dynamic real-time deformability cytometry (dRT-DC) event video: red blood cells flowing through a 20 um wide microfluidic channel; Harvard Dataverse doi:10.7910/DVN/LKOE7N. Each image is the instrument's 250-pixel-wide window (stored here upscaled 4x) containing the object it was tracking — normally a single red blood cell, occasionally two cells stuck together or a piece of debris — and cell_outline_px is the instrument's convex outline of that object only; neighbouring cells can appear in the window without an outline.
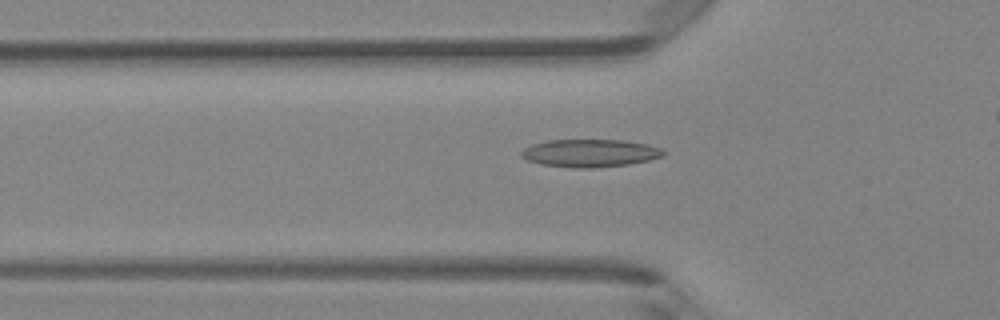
{"species": "Egyptian fruit bat (a non-hibernating species)", "species_latin": "Rousettus aegyptiacus", "temperature_condition": "room temperature", "stored_images_in_passage": 42, "camera_frame_rate_fps": 3000, "um_per_image_px": 0.085, "animal": {"sex": "female"}, "frame": {"image": 1, "passage_image": 16, "time_ms": 5.0, "image_size_px": [1000, 320], "cell_outline_px": [[664, 156], [648, 160], [628, 164], [592, 168], [572, 168], [540, 164], [528, 160], [520, 156], [520, 152], [524, 148], [532, 144], [548, 140], [624, 140], [644, 144], [660, 148], [664, 152]], "centroid_in_image_um": [50.1, 13.02], "position_along_channel_um": 75.7, "area_um2": 22.89}}
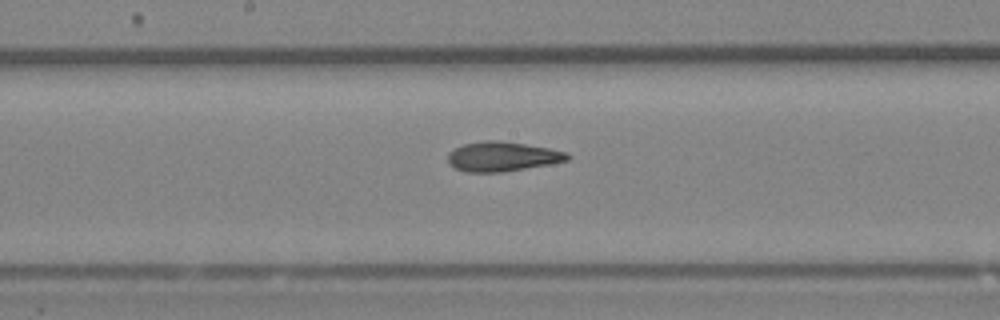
{"frame": {"image": 2, "passage_image": 25, "time_ms": 8.0, "image_size_px": [1000, 320], "cell_outline_px": [[572, 156], [568, 160], [548, 164], [500, 172], [464, 172], [448, 164], [448, 152], [464, 144], [484, 140], [500, 140], [548, 148], [568, 152]], "centroid_in_image_um": [42.68, 13.3], "position_along_channel_um": 205.5, "area_um2": 20.52}}
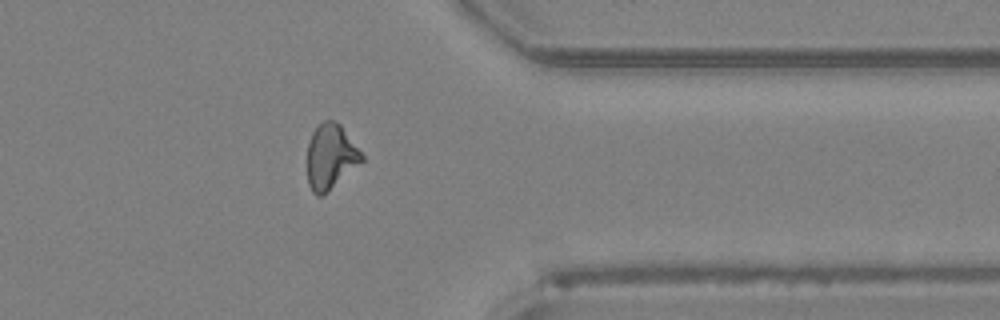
{"frame": {"image": 3, "passage_image": 38, "time_ms": 12.333, "image_size_px": [1000, 320], "cell_outline_px": [[364, 160], [320, 196], [316, 196], [312, 192], [308, 184], [308, 144], [312, 132], [324, 120], [332, 120], [340, 124], [364, 156]], "centroid_in_image_um": [28.09, 13.29], "position_along_channel_um": 383.3, "area_um2": 20.11}, "authors_computed_cell_mechanics": {"area_um2": 20.9814, "velocity_mm_per_s": 4.3206, "shape_relaxation_time_tau1_ms": null, "shape_relaxation_time_tau2_ms": 2.6794, "deformation_change_tau1": null, "deformation_change_tau2": 0.1094}}